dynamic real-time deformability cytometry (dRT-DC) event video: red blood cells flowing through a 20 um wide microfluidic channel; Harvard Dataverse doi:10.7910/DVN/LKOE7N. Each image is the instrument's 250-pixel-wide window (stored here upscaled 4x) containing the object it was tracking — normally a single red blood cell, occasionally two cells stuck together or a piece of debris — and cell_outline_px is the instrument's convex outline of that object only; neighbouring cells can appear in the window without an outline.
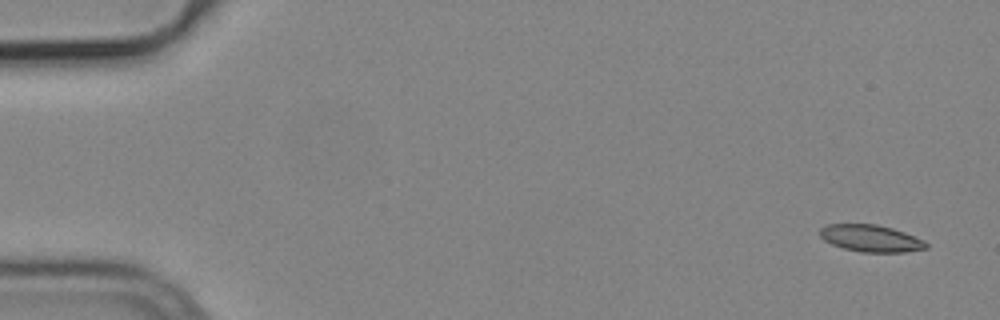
{"species": "common noctule bat (a hibernating species)", "species_latin": "Nyctalus noctula", "temperature_condition": "cold", "stored_images_in_passage": 6, "camera_frame_rate_fps": 3000, "um_per_image_px": 0.085, "animal": {"sex": "male", "body_mass_g": 19.2, "forearm_length_mm": 51.8}, "frame": {"image": 1, "passage_image": 1, "time_ms": 0.0, "image_size_px": [1000, 320], "cell_outline_px": [[928, 248], [904, 252], [860, 252], [844, 248], [832, 244], [824, 240], [820, 236], [820, 228], [828, 224], [876, 224], [892, 228], [904, 232], [924, 240], [928, 244]], "centroid_in_image_um": [74.03, 20.26], "position_along_channel_um": 11.0, "area_um2": 16.65}}
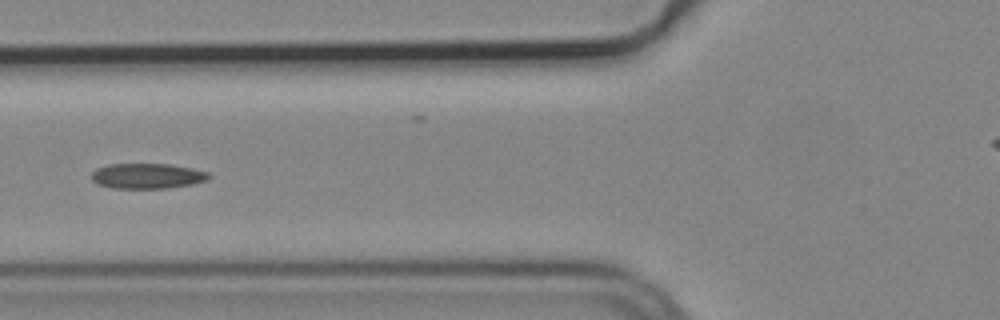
{"frame": {"image": 2, "passage_image": 6, "time_ms": 1.667, "image_size_px": [1000, 320], "cell_outline_px": [[212, 176], [208, 180], [192, 184], [168, 188], [112, 188], [96, 184], [92, 180], [92, 172], [96, 168], [108, 164], [168, 164], [192, 168], [208, 172]], "centroid_in_image_um": [12.52, 14.96], "position_along_channel_um": 113.3, "area_um2": 17.4}}